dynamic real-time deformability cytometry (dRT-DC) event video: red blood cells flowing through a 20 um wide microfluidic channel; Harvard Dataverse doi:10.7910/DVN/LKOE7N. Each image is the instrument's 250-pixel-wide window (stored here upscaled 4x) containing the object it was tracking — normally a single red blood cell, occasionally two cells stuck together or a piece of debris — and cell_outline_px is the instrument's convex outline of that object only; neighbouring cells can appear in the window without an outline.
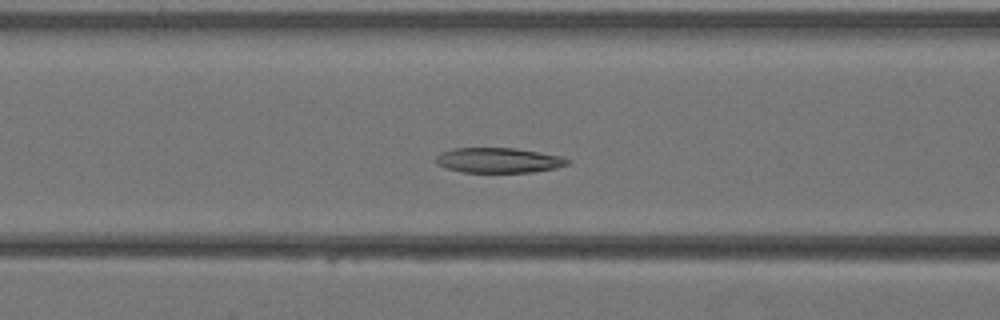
{"species": "Egyptian fruit bat (a non-hibernating species)", "species_latin": "Rousettus aegyptiacus", "temperature_condition": "warm", "stored_images_in_passage": 40, "camera_frame_rate_fps": 3000, "um_per_image_px": 0.085, "animal": {"sex": "female"}, "frame": {"image": 1, "passage_image": 16, "time_ms": 5.0, "image_size_px": [1000, 320], "cell_outline_px": [[572, 160], [568, 164], [556, 168], [532, 172], [464, 172], [448, 168], [436, 164], [436, 156], [440, 152], [452, 148], [516, 148], [560, 156]], "centroid_in_image_um": [42.37, 13.62], "position_along_channel_um": 124.2, "area_um2": 19.19}}
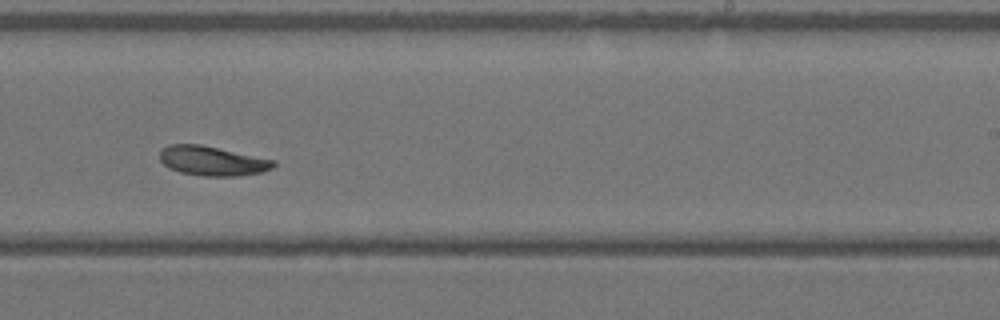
{"frame": {"image": 2, "passage_image": 25, "time_ms": 8.0, "image_size_px": [1000, 320], "cell_outline_px": [[276, 164], [272, 168], [260, 172], [236, 176], [204, 176], [180, 172], [168, 168], [160, 160], [160, 148], [168, 144], [200, 144], [276, 160]], "centroid_in_image_um": [18.01, 13.67], "position_along_channel_um": 271.0, "area_um2": 19.59}}
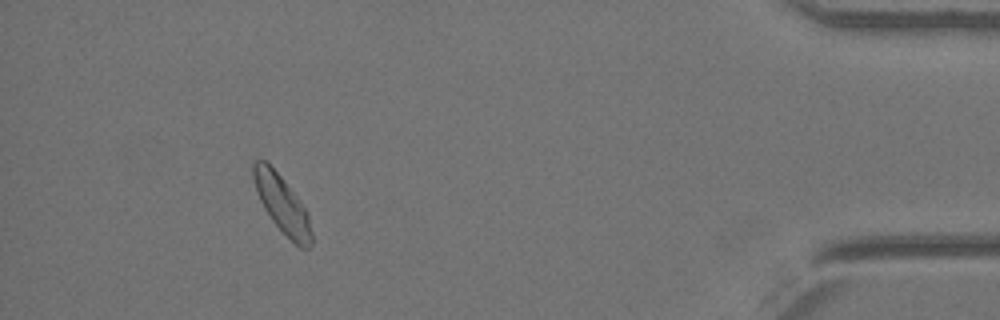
{"frame": {"image": 3, "passage_image": 37, "time_ms": 12.0, "image_size_px": [1000, 320], "cell_outline_px": [[312, 244], [308, 248], [300, 248], [272, 220], [264, 208], [256, 192], [252, 176], [252, 160], [264, 160], [284, 180], [300, 200], [308, 212], [312, 232]], "centroid_in_image_um": [23.98, 17.34], "position_along_channel_um": 411.2, "area_um2": 19.31}}